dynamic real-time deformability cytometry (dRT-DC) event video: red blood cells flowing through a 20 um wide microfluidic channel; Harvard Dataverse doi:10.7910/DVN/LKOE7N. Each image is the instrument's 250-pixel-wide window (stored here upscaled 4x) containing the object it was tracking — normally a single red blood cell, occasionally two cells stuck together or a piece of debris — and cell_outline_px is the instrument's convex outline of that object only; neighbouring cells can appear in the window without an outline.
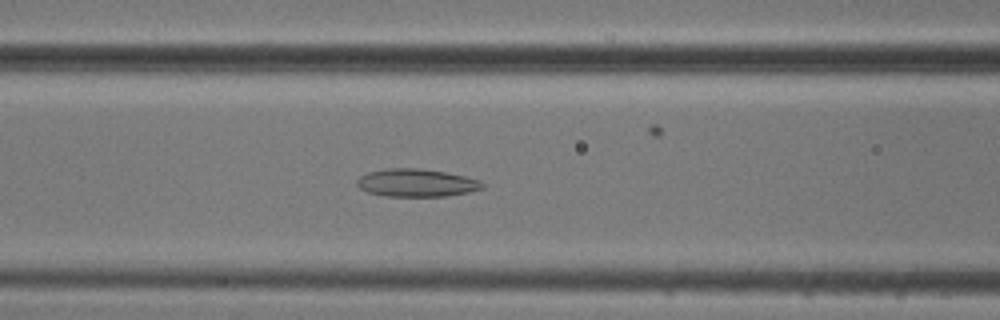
{"species": "common noctule bat (a hibernating species)", "species_latin": "Nyctalus noctula", "temperature_condition": "cold", "stored_images_in_passage": 23, "camera_frame_rate_fps": 3000, "um_per_image_px": 0.085, "animal": {"sex": "male", "body_mass_g": 20.5, "forearm_length_mm": 52.5}, "frame": {"image": 1, "passage_image": 5, "time_ms": 1.333, "image_size_px": [1000, 320], "cell_outline_px": [[484, 188], [468, 192], [444, 196], [384, 196], [368, 192], [360, 188], [356, 184], [356, 180], [360, 176], [368, 172], [384, 168], [416, 168], [444, 172], [464, 176], [480, 180], [484, 184]], "centroid_in_image_um": [35.37, 15.54], "position_along_channel_um": 131.2, "area_um2": 20.29}}
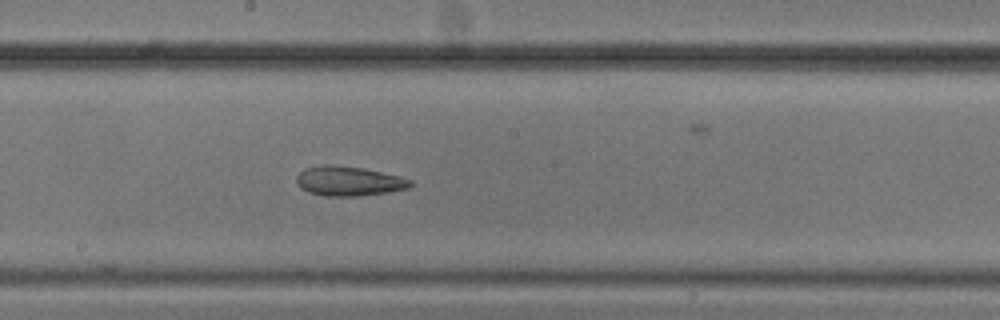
{"frame": {"image": 2, "passage_image": 12, "time_ms": 3.667, "image_size_px": [1000, 320], "cell_outline_px": [[412, 184], [408, 188], [388, 192], [360, 196], [324, 196], [308, 192], [300, 188], [296, 180], [296, 176], [304, 168], [324, 164], [332, 164], [364, 168], [412, 180]], "centroid_in_image_um": [29.59, 15.39], "position_along_channel_um": 218.6, "area_um2": 19.65}}
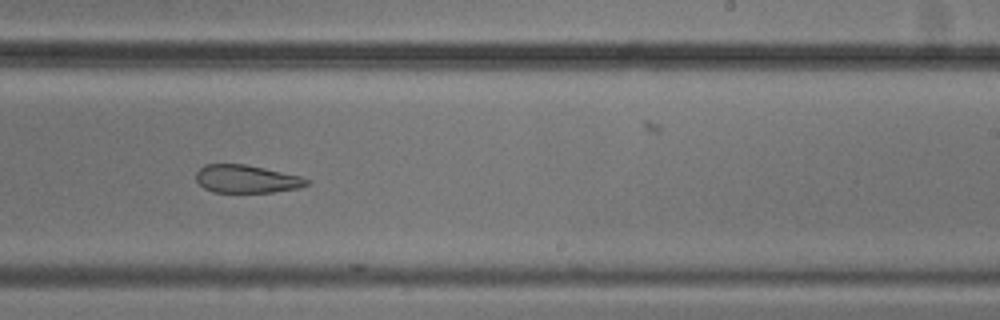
{"frame": {"image": 3, "passage_image": 16, "time_ms": 5.0, "image_size_px": [1000, 320], "cell_outline_px": [[312, 184], [300, 188], [272, 192], [212, 192], [204, 188], [196, 180], [196, 172], [204, 164], [244, 164], [264, 168], [300, 176], [312, 180]], "centroid_in_image_um": [20.99, 15.21], "position_along_channel_um": 268.0, "area_um2": 18.15}}